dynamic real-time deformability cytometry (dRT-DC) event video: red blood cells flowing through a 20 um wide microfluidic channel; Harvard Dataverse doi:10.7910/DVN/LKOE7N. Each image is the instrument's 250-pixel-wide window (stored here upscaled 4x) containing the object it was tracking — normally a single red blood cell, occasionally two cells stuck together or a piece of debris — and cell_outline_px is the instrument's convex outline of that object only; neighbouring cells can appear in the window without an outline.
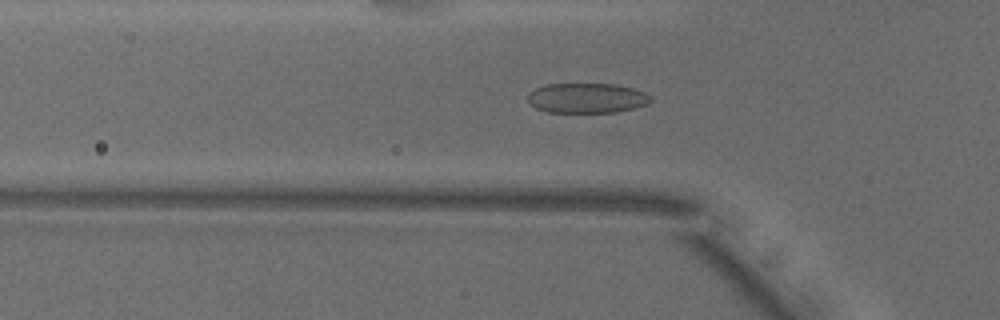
{"species": "common noctule bat (a hibernating species)", "species_latin": "Nyctalus noctula", "temperature_condition": "warm", "stored_images_in_passage": 36, "camera_frame_rate_fps": 3000, "um_per_image_px": 0.085, "animal": {"sex": "male", "body_mass_g": 18.8}, "frame": {"image": 1, "passage_image": 16, "time_ms": 5.0, "image_size_px": [1000, 320], "cell_outline_px": [[652, 100], [648, 104], [636, 108], [616, 112], [548, 112], [536, 108], [528, 104], [528, 92], [544, 84], [616, 84], [632, 88], [644, 92], [652, 96]], "centroid_in_image_um": [49.88, 8.33], "position_along_channel_um": 75.9, "area_um2": 21.68}}
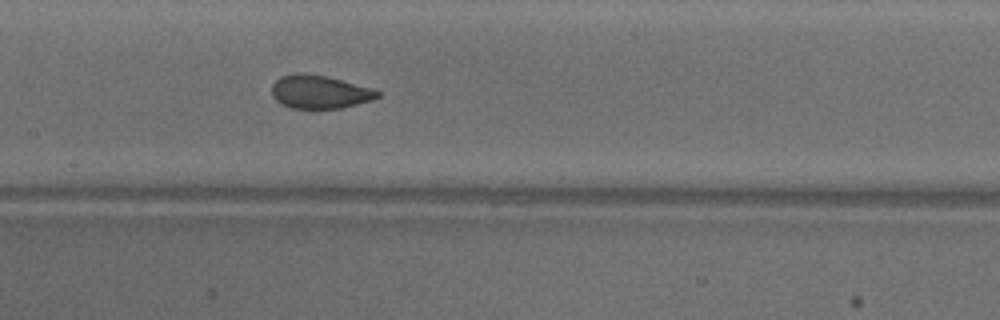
{"frame": {"image": 2, "passage_image": 24, "time_ms": 7.667, "image_size_px": [1000, 320], "cell_outline_px": [[380, 96], [372, 100], [340, 108], [292, 108], [280, 104], [272, 96], [272, 84], [280, 76], [296, 72], [304, 72], [324, 76], [372, 88], [380, 92]], "centroid_in_image_um": [27.13, 7.8], "position_along_channel_um": 180.3, "area_um2": 20.46}}
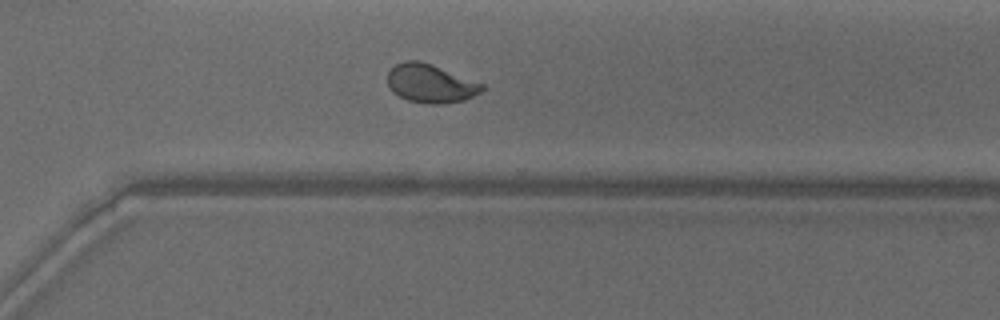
{"frame": {"image": 3, "passage_image": 36, "time_ms": 11.667, "image_size_px": [1000, 320], "cell_outline_px": [[484, 88], [480, 92], [464, 100], [440, 104], [428, 104], [408, 100], [392, 92], [388, 84], [388, 72], [396, 64], [404, 60], [416, 60], [432, 64], [484, 84]], "centroid_in_image_um": [36.58, 7.09], "position_along_channel_um": 334.0, "area_um2": 21.1}}